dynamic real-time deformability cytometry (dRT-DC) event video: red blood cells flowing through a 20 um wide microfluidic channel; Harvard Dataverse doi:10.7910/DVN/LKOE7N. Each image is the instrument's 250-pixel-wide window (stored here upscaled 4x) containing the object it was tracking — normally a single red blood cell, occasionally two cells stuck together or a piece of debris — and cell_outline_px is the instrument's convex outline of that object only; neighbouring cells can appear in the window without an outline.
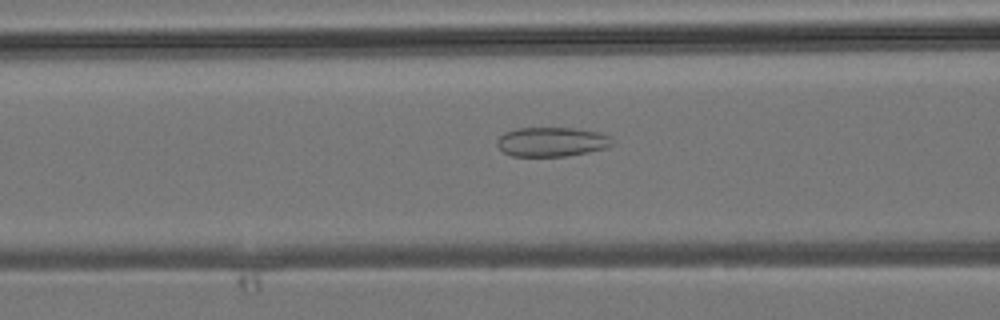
{"species": "common noctule bat (a hibernating species)", "species_latin": "Nyctalus noctula", "temperature_condition": "room temperature", "stored_images_in_passage": 22, "camera_frame_rate_fps": 3000, "um_per_image_px": 0.085, "animal": {"sex": "male", "body_mass_g": 19.2, "forearm_length_mm": 51.8}, "frame": {"image": 1, "passage_image": 5, "time_ms": 1.333, "image_size_px": [1000, 320], "cell_outline_px": [[616, 144], [604, 148], [588, 152], [568, 156], [512, 156], [504, 152], [496, 144], [496, 140], [504, 132], [516, 128], [572, 128], [600, 132], [612, 136]], "centroid_in_image_um": [46.93, 12.05], "position_along_channel_um": 119.7, "area_um2": 19.94}}
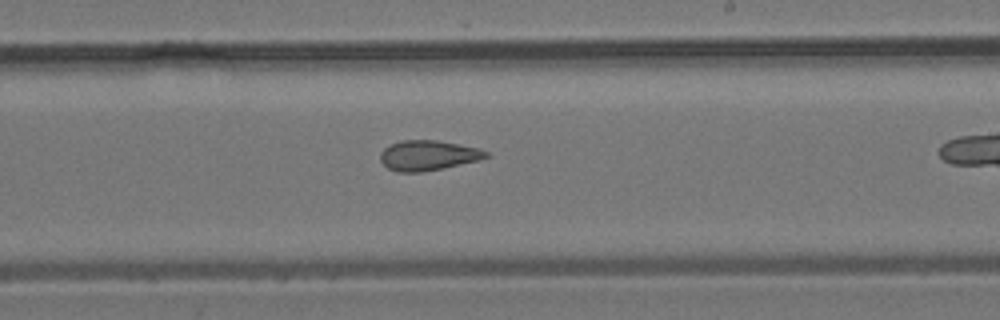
{"frame": {"image": 2, "passage_image": 13, "time_ms": 4.0, "image_size_px": [1000, 320], "cell_outline_px": [[488, 156], [480, 160], [444, 168], [420, 172], [396, 172], [388, 168], [380, 160], [380, 152], [384, 148], [392, 144], [404, 140], [436, 140], [480, 148], [488, 152]], "centroid_in_image_um": [36.39, 13.21], "position_along_channel_um": 252.6, "area_um2": 18.5}}
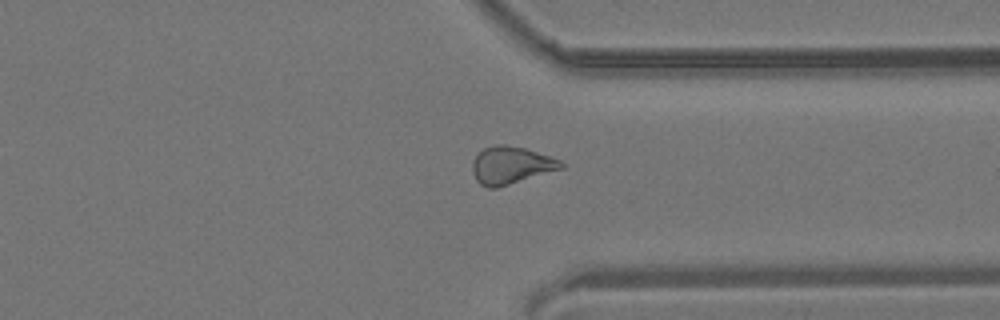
{"frame": {"image": 3, "passage_image": 20, "time_ms": 6.333, "image_size_px": [1000, 320], "cell_outline_px": [[564, 168], [496, 188], [488, 188], [480, 184], [476, 180], [472, 172], [472, 164], [476, 156], [484, 148], [496, 144], [504, 144], [524, 148], [560, 160], [564, 164]], "centroid_in_image_um": [43.41, 14.05], "position_along_channel_um": 368.0, "area_um2": 19.19}}